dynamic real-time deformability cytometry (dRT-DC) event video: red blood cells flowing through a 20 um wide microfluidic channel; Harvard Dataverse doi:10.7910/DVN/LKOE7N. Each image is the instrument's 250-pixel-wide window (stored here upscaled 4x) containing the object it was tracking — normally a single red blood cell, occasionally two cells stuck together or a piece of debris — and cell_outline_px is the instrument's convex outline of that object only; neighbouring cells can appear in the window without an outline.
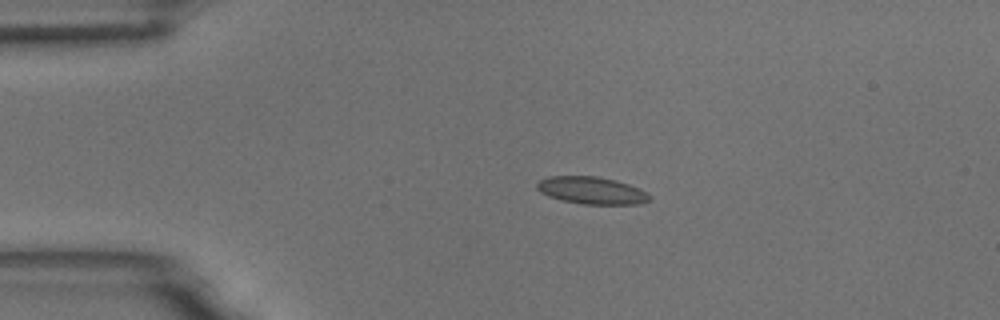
{"species": "common noctule bat (a hibernating species)", "species_latin": "Nyctalus noctula", "temperature_condition": "room temperature", "stored_images_in_passage": 4, "camera_frame_rate_fps": 3000, "um_per_image_px": 0.085, "animal": {"sex": "male", "body_mass_g": 18.8}, "frame": {"image": 1, "passage_image": 2, "time_ms": 0.333, "image_size_px": [1000, 320], "cell_outline_px": [[652, 200], [640, 204], [584, 204], [560, 200], [548, 196], [540, 192], [536, 188], [536, 184], [540, 180], [548, 176], [596, 176], [616, 180], [628, 184], [648, 192], [652, 196]], "centroid_in_image_um": [50.31, 16.19], "position_along_channel_um": 34.7, "area_um2": 18.09}}
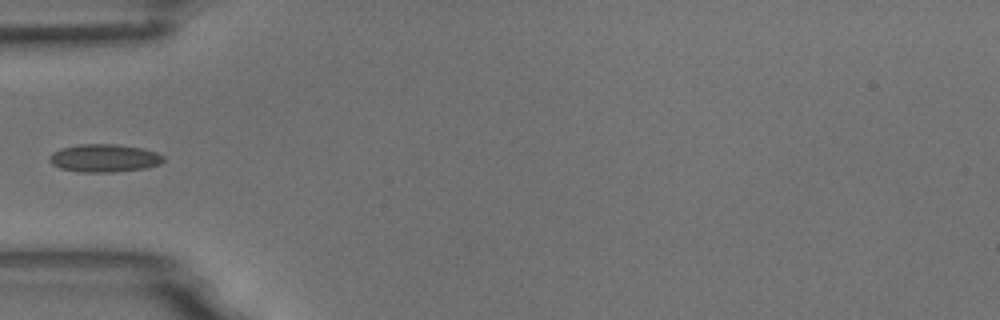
{"frame": {"image": 2, "passage_image": 4, "time_ms": 1.0, "image_size_px": [1000, 320], "cell_outline_px": [[164, 160], [160, 164], [144, 168], [116, 172], [80, 172], [60, 168], [52, 164], [48, 160], [48, 156], [52, 152], [60, 148], [80, 144], [116, 144], [144, 148], [156, 152], [164, 156]], "centroid_in_image_um": [8.84, 13.43], "position_along_channel_um": 76.2, "area_um2": 18.73}}